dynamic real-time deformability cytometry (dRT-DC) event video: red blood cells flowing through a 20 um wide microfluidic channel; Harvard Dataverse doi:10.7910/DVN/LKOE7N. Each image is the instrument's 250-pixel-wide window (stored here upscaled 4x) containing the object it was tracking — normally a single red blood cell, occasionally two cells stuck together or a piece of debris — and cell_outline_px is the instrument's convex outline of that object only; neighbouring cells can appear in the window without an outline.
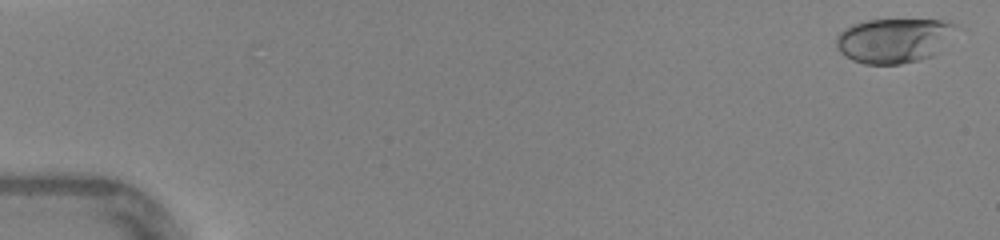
{"species": "human", "species_latin": "Homo sapiens", "temperature_condition": "warm", "stored_images_in_passage": 46, "camera_frame_rate_fps": 3000, "um_per_image_px": 0.085, "donor": {"sex": "female"}, "frame": {"image": 1, "passage_image": 1, "time_ms": 0.0, "image_size_px": [1000, 240], "cell_outline_px": [[956, 24], [932, 56], [920, 60], [900, 64], [864, 64], [852, 60], [840, 52], [836, 48], [836, 36], [844, 28], [852, 24], [868, 20], [940, 20]], "centroid_in_image_um": [75.84, 3.44], "position_along_channel_um": 9.2, "area_um2": 30.4}}
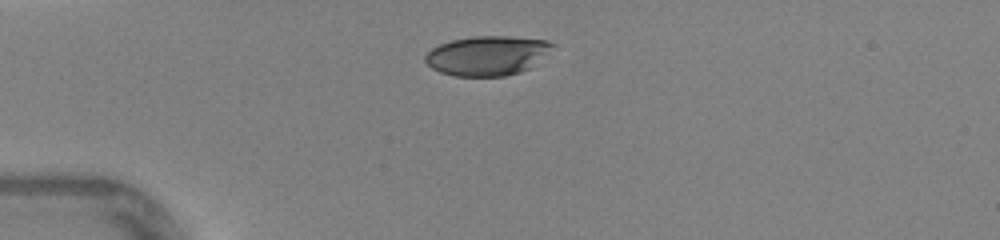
{"frame": {"image": 2, "passage_image": 12, "time_ms": 3.667, "image_size_px": [1000, 240], "cell_outline_px": [[556, 44], [532, 68], [520, 72], [504, 76], [456, 76], [440, 72], [432, 68], [424, 60], [424, 56], [432, 48], [440, 44], [452, 40], [472, 36], [508, 36], [548, 40]], "centroid_in_image_um": [41.44, 4.72], "position_along_channel_um": 43.6, "area_um2": 29.42}}
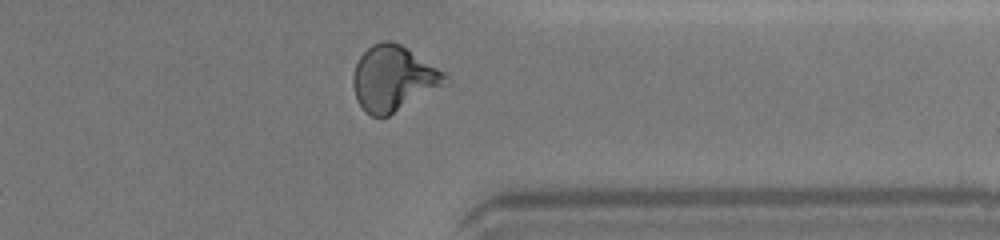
{"frame": {"image": 3, "passage_image": 37, "time_ms": 12.0, "image_size_px": [1000, 240], "cell_outline_px": [[448, 76], [440, 84], [388, 116], [372, 116], [356, 100], [352, 84], [352, 76], [356, 64], [360, 56], [372, 44], [384, 40], [392, 40], [400, 44], [444, 72]], "centroid_in_image_um": [33.33, 6.62], "position_along_channel_um": 378.1, "area_um2": 33.7}, "authors_computed_cell_mechanics": {"area_um2": 32.4836, "velocity_mm_per_s": 4.3899, "shape_relaxation_time_tau1_ms": 5.5044, "shape_relaxation_time_tau2_ms": null, "deformation_change_tau1": 0.1966, "deformation_change_tau2": null}}